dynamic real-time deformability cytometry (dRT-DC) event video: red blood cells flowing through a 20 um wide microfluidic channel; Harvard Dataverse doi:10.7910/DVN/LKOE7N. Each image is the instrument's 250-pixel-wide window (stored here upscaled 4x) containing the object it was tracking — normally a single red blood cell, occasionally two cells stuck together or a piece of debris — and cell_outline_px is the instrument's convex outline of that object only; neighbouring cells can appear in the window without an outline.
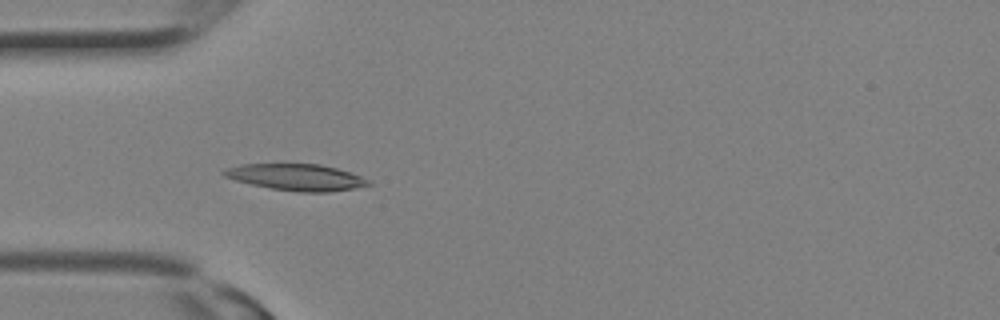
{"species": "Egyptian fruit bat (a non-hibernating species)", "species_latin": "Rousettus aegyptiacus", "temperature_condition": "room temperature", "stored_images_in_passage": 16, "camera_frame_rate_fps": 3000, "um_per_image_px": 0.085, "animal": {"sex": "female"}, "frame": {"image": 1, "passage_image": 9, "time_ms": 2.667, "image_size_px": [1000, 320], "cell_outline_px": [[372, 184], [356, 188], [328, 192], [300, 192], [272, 188], [252, 184], [236, 180], [224, 176], [220, 172], [228, 168], [240, 164], [284, 160], [320, 164], [336, 168], [360, 176], [368, 180]], "centroid_in_image_um": [25.12, 15.0], "position_along_channel_um": 59.9, "area_um2": 23.18}}
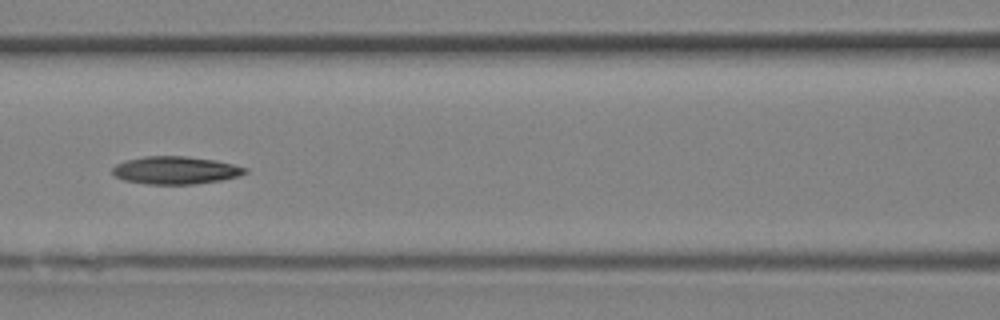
{"frame": {"image": 2, "passage_image": 13, "time_ms": 4.0, "image_size_px": [1000, 320], "cell_outline_px": [[248, 172], [236, 176], [220, 180], [196, 184], [148, 184], [124, 180], [116, 176], [112, 172], [112, 168], [116, 164], [128, 160], [144, 156], [184, 156], [216, 160], [248, 168]], "centroid_in_image_um": [14.92, 14.47], "position_along_channel_um": 151.7, "area_um2": 21.27}}
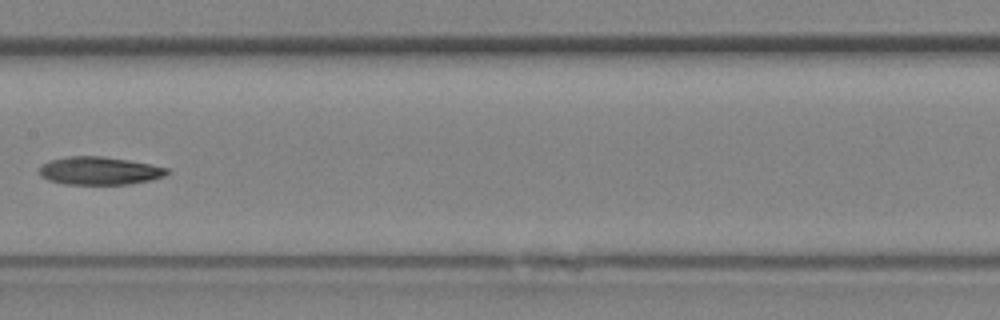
{"frame": {"image": 3, "passage_image": 15, "time_ms": 4.667, "image_size_px": [1000, 320], "cell_outline_px": [[168, 172], [164, 176], [148, 180], [128, 184], [64, 184], [48, 180], [40, 176], [40, 168], [44, 164], [52, 160], [68, 156], [104, 156], [152, 164], [168, 168]], "centroid_in_image_um": [8.45, 14.51], "position_along_channel_um": 198.9, "area_um2": 20.63}}